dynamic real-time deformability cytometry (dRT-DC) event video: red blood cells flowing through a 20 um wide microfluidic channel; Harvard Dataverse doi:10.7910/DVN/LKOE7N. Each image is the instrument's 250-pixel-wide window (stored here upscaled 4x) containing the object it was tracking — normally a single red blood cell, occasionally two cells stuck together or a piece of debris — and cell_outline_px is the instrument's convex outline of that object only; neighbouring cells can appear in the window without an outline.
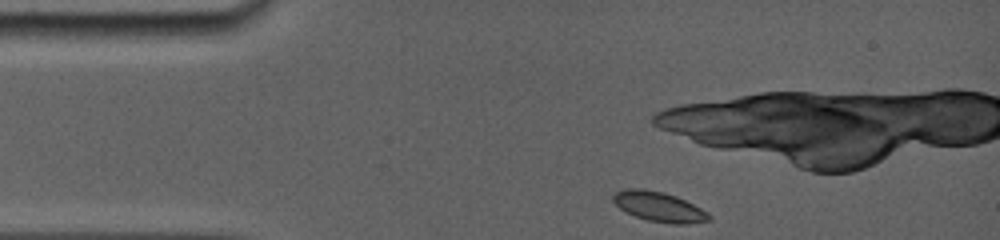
{"species": "common noctule bat (a hibernating species)", "species_latin": "Nyctalus noctula", "temperature_condition": "room temperature", "stored_images_in_passage": 25, "camera_frame_rate_fps": 5000, "um_per_image_px": 0.085, "animal": {"sex": "female", "body_mass_g": 19.0, "forearm_length_mm": 56.7}, "frame": {"image": 1, "passage_image": 1, "time_ms": 0.0, "image_size_px": [1000, 240], "cell_outline_px": [[712, 220], [688, 224], [672, 224], [648, 220], [636, 216], [620, 208], [612, 200], [612, 196], [616, 192], [624, 188], [644, 188], [664, 192], [676, 196], [708, 212], [712, 216]], "centroid_in_image_um": [56.03, 17.56], "position_along_channel_um": 29.0, "area_um2": 16.7}}
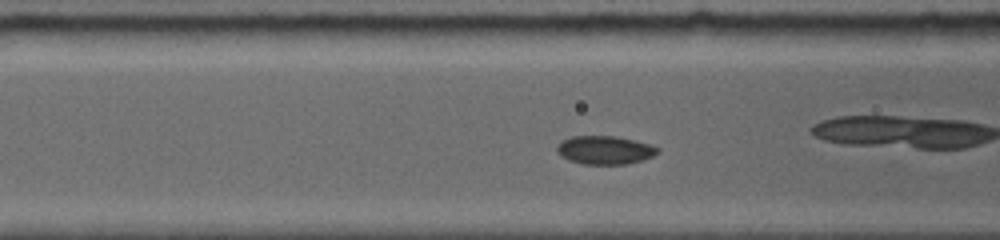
{"frame": {"image": 2, "passage_image": 8, "time_ms": 3.4, "image_size_px": [1000, 240], "cell_outline_px": [[660, 148], [652, 156], [644, 160], [628, 164], [584, 164], [568, 160], [560, 156], [556, 152], [556, 148], [564, 140], [572, 136], [616, 136], [636, 140], [652, 144]], "centroid_in_image_um": [51.43, 12.75], "position_along_channel_um": 115.2, "area_um2": 16.76}}